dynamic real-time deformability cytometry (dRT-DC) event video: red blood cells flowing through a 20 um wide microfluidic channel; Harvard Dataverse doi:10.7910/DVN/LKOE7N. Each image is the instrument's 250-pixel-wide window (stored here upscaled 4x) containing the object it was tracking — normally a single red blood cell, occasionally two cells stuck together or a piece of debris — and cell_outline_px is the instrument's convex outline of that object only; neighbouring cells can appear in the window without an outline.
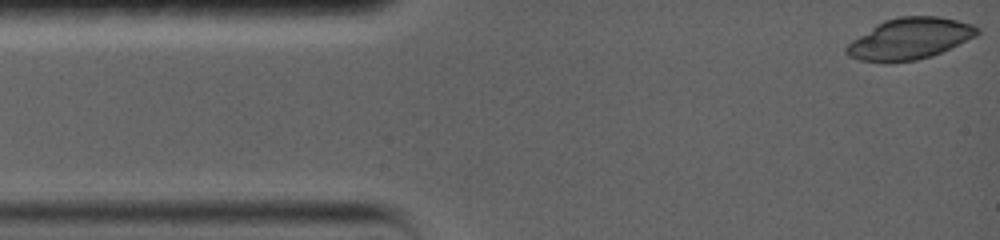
{"species": "common noctule bat (a hibernating species)", "species_latin": "Nyctalus noctula", "temperature_condition": "warm", "stored_images_in_passage": 6, "camera_frame_rate_fps": 5000, "um_per_image_px": 0.085, "animal": {"sex": "female", "body_mass_g": 19.0, "forearm_length_mm": 56.7}, "frame": {"image": 1, "passage_image": 1, "time_ms": 0.0, "image_size_px": [1000, 240], "cell_outline_px": [[980, 32], [976, 36], [932, 56], [916, 60], [888, 64], [860, 60], [848, 56], [844, 52], [844, 48], [852, 40], [876, 24], [884, 20], [900, 16], [936, 16], [956, 20], [972, 24], [980, 28]], "centroid_in_image_um": [77.29, 3.31], "position_along_channel_um": 7.7, "area_um2": 31.73}}